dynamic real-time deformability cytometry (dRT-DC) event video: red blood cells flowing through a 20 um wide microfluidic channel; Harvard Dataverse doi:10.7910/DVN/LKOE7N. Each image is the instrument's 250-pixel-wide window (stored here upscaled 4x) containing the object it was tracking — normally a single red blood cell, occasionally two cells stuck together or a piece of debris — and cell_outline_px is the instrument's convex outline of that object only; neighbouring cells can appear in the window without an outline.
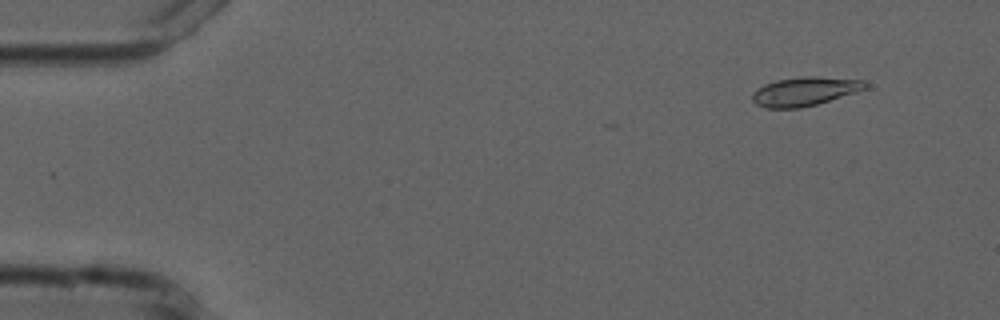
{"species": "common noctule bat (a hibernating species)", "species_latin": "Nyctalus noctula", "temperature_condition": "cold", "stored_images_in_passage": 4, "camera_frame_rate_fps": 3000, "um_per_image_px": 0.085, "animal": {"sex": "male", "forearm_length_mm": 52.5}, "frame": {"image": 1, "passage_image": 2, "time_ms": 1.0, "image_size_px": [1000, 320], "cell_outline_px": [[868, 84], [864, 88], [856, 92], [816, 104], [800, 108], [764, 108], [756, 104], [752, 100], [752, 92], [756, 88], [764, 84], [776, 80], [804, 76], [816, 76], [864, 80]], "centroid_in_image_um": [68.35, 7.76], "position_along_channel_um": 16.7, "area_um2": 18.96}}